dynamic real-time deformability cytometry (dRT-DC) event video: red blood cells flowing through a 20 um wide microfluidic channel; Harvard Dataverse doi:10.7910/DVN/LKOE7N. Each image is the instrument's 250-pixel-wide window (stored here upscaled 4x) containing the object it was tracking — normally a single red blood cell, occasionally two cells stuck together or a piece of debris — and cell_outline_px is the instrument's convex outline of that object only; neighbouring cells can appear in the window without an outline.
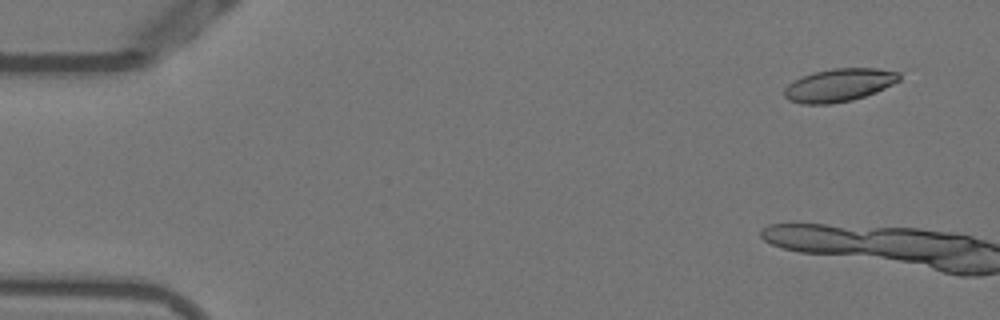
{"species": "Egyptian fruit bat (a non-hibernating species)", "species_latin": "Rousettus aegyptiacus", "temperature_condition": "warm", "stored_images_in_passage": 4, "camera_frame_rate_fps": 3000, "um_per_image_px": 0.085, "animal": {"sex": "female"}, "frame": {"image": 1, "passage_image": 2, "time_ms": 0.333, "image_size_px": [1000, 320], "cell_outline_px": [[900, 80], [876, 92], [852, 100], [828, 104], [800, 104], [788, 100], [784, 96], [784, 88], [788, 84], [812, 72], [832, 68], [876, 68], [900, 72]], "centroid_in_image_um": [71.31, 7.23], "position_along_channel_um": 13.7, "area_um2": 22.08}}